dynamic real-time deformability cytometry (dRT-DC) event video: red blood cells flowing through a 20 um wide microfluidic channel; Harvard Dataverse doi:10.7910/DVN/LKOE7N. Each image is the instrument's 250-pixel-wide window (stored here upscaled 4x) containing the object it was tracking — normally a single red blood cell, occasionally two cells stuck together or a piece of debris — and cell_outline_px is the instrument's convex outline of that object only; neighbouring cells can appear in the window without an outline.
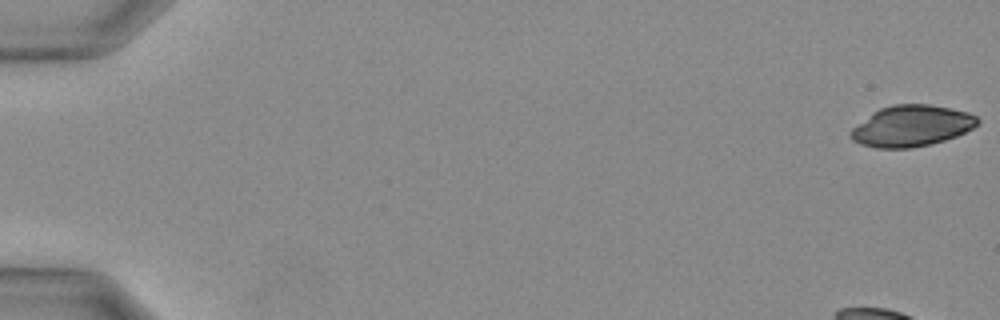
{"species": "Egyptian fruit bat (a non-hibernating species)", "species_latin": "Rousettus aegyptiacus", "temperature_condition": "warm", "stored_images_in_passage": 35, "camera_frame_rate_fps": 3000, "um_per_image_px": 0.085, "animal": {"sex": "female"}, "frame": {"image": 1, "passage_image": 1, "time_ms": 0.0, "image_size_px": [1000, 320], "cell_outline_px": [[980, 120], [972, 128], [956, 136], [944, 140], [912, 148], [876, 148], [860, 144], [852, 140], [848, 136], [848, 132], [852, 128], [880, 108], [892, 104], [928, 104], [968, 112], [976, 116]], "centroid_in_image_um": [77.44, 10.71], "position_along_channel_um": 7.6, "area_um2": 30.17}}